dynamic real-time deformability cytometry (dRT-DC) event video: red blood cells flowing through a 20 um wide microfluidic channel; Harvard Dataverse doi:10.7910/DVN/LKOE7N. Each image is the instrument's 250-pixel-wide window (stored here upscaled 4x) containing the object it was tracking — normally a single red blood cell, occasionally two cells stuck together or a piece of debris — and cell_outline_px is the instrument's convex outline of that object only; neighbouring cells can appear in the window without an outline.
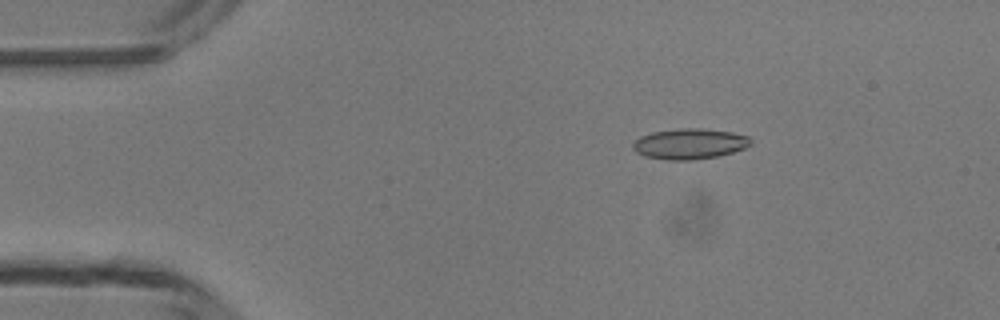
{"species": "common noctule bat (a hibernating species)", "species_latin": "Nyctalus noctula", "temperature_condition": "room temperature", "stored_images_in_passage": 41, "camera_frame_rate_fps": 3000, "um_per_image_px": 0.085, "animal": {"sex": "male", "body_mass_g": 13.3}, "frame": {"image": 1, "passage_image": 1, "time_ms": 0.0, "image_size_px": [1000, 320], "cell_outline_px": [[752, 144], [744, 148], [732, 152], [716, 156], [692, 160], [668, 160], [644, 156], [636, 152], [632, 148], [632, 144], [640, 136], [652, 132], [680, 128], [700, 128], [732, 132], [748, 136], [752, 140]], "centroid_in_image_um": [58.6, 12.22], "position_along_channel_um": 26.4, "area_um2": 20.98}}
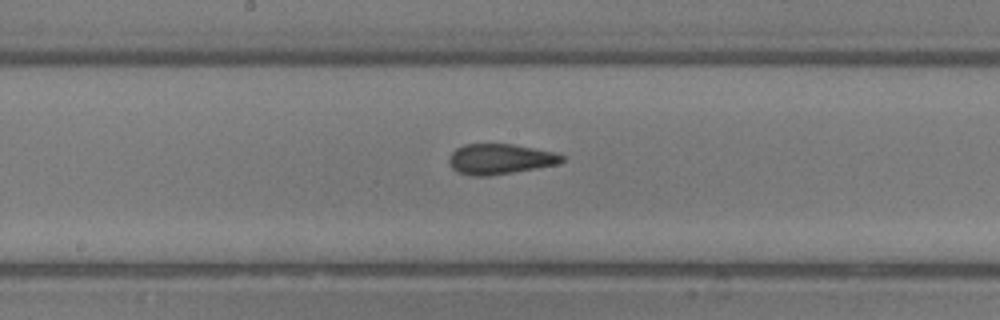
{"frame": {"image": 2, "passage_image": 18, "time_ms": 5.667, "image_size_px": [1000, 320], "cell_outline_px": [[564, 160], [560, 164], [488, 176], [472, 176], [456, 172], [448, 164], [448, 156], [456, 148], [464, 144], [512, 144], [556, 152], [564, 156]], "centroid_in_image_um": [42.48, 13.52], "position_along_channel_um": 205.7, "area_um2": 20.17}}
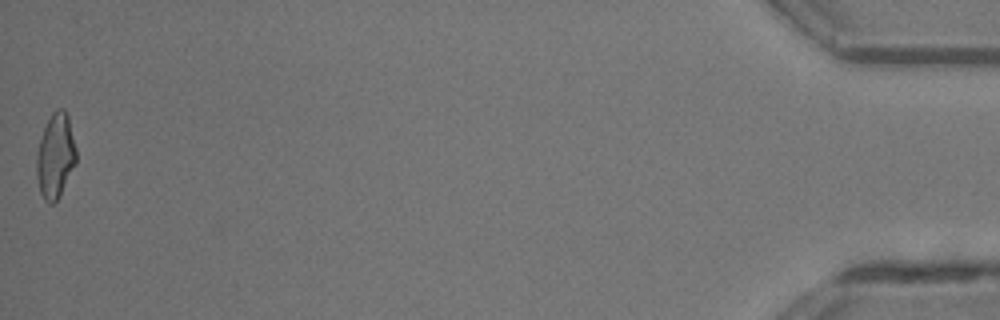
{"frame": {"image": 3, "passage_image": 41, "time_ms": 13.333, "image_size_px": [1000, 320], "cell_outline_px": [[76, 164], [60, 196], [52, 204], [48, 204], [44, 200], [40, 192], [36, 176], [36, 152], [44, 128], [52, 112], [56, 108], [64, 108], [68, 116], [76, 148]], "centroid_in_image_um": [4.71, 13.27], "position_along_channel_um": 430.5, "area_um2": 19.77}, "authors_computed_cell_mechanics": {"area_um2": 19.9988, "velocity_mm_per_s": 4.2764, "shape_relaxation_time_tau1_ms": null, "shape_relaxation_time_tau2_ms": 1.494, "deformation_change_tau1": null, "deformation_change_tau2": 0.0755}}